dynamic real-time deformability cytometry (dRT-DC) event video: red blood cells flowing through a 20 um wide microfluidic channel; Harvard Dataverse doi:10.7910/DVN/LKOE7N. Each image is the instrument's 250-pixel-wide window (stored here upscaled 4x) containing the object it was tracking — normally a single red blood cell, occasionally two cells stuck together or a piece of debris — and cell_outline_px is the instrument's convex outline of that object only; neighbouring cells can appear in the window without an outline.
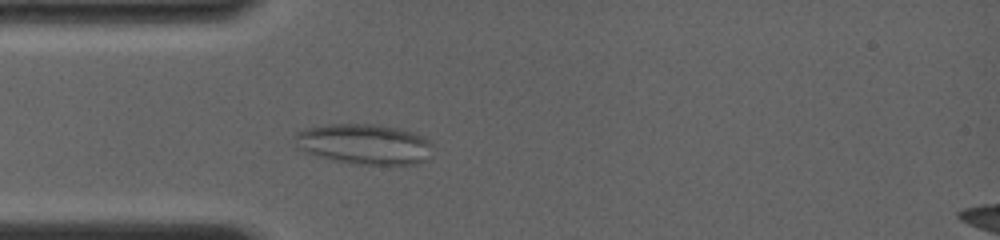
{"species": "common noctule bat (a hibernating species)", "species_latin": "Nyctalus noctula", "temperature_condition": "room temperature", "stored_images_in_passage": 38, "camera_frame_rate_fps": 4000, "um_per_image_px": 0.085, "animal": {"sex": "female", "body_mass_g": 19.0, "forearm_length_mm": 56.7}, "frame": {"image": 1, "passage_image": 6, "time_ms": 1.25, "image_size_px": [1000, 240], "cell_outline_px": [[432, 156], [424, 160], [412, 164], [356, 164], [336, 160], [304, 152], [300, 148], [296, 136], [296, 132], [304, 128], [328, 124], [376, 124], [396, 128], [412, 132], [424, 136], [432, 144]], "centroid_in_image_um": [31.01, 12.24], "position_along_channel_um": 54.0, "area_um2": 32.14}}
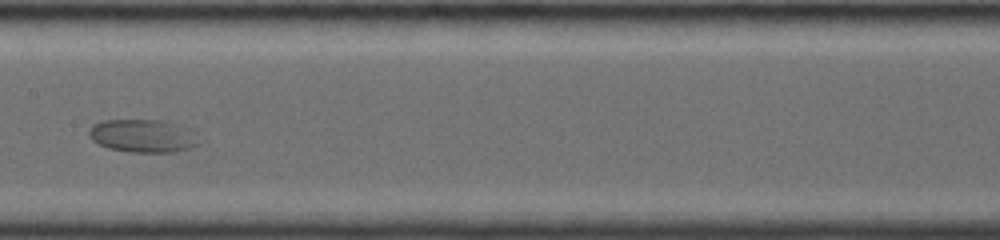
{"frame": {"image": 2, "passage_image": 16, "time_ms": 5.0, "image_size_px": [1000, 240], "cell_outline_px": [[200, 144], [192, 148], [172, 152], [128, 152], [108, 148], [92, 140], [88, 136], [88, 132], [92, 124], [104, 120], [164, 120], [192, 128]], "centroid_in_image_um": [12.17, 11.54], "position_along_channel_um": 195.2, "area_um2": 21.5}}
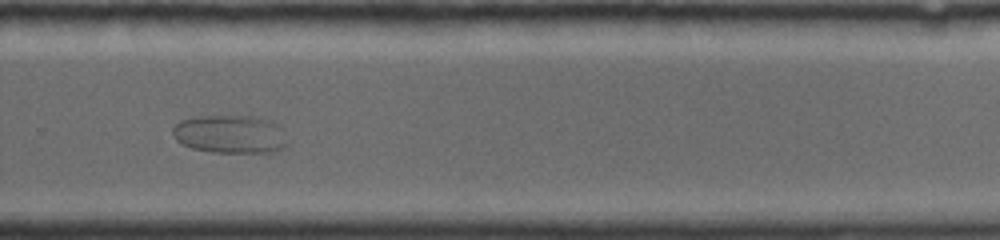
{"frame": {"image": 3, "passage_image": 21, "time_ms": 8.0, "image_size_px": [1000, 240], "cell_outline_px": [[288, 144], [284, 148], [276, 152], [212, 152], [192, 148], [176, 140], [172, 132], [172, 128], [180, 120], [196, 116], [252, 116], [272, 120], [280, 124], [288, 140]], "centroid_in_image_um": [19.62, 11.4], "position_along_channel_um": 310.2, "area_um2": 25.95}}